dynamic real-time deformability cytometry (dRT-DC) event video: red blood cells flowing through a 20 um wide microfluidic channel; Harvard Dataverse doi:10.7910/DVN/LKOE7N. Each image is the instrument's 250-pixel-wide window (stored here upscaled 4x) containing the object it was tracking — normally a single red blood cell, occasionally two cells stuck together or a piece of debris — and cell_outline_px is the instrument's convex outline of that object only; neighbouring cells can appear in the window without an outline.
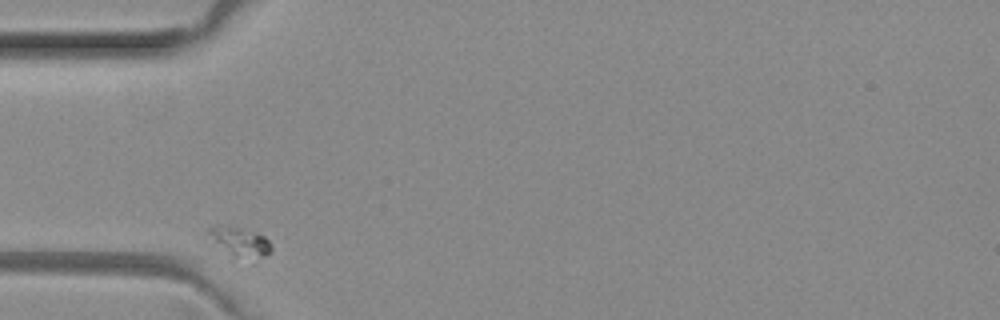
{"species": "common noctule bat (a hibernating species)", "species_latin": "Nyctalus noctula", "temperature_condition": "room temperature", "stored_images_in_passage": 2, "camera_frame_rate_fps": 3000, "um_per_image_px": 0.085, "animal": {"sex": "female", "body_mass_g": 29.2, "forearm_length_mm": 56.3}, "frame": {"image": 1, "passage_image": 1, "time_ms": 0.0, "image_size_px": [1000, 320], "cell_outline_px": [[272, 252], [264, 256], [232, 260], [212, 244], [208, 232], [208, 228], [240, 228], [256, 232], [264, 236], [272, 244]], "centroid_in_image_um": [20.39, 20.65], "position_along_channel_um": 64.6, "area_um2": 10.92}}